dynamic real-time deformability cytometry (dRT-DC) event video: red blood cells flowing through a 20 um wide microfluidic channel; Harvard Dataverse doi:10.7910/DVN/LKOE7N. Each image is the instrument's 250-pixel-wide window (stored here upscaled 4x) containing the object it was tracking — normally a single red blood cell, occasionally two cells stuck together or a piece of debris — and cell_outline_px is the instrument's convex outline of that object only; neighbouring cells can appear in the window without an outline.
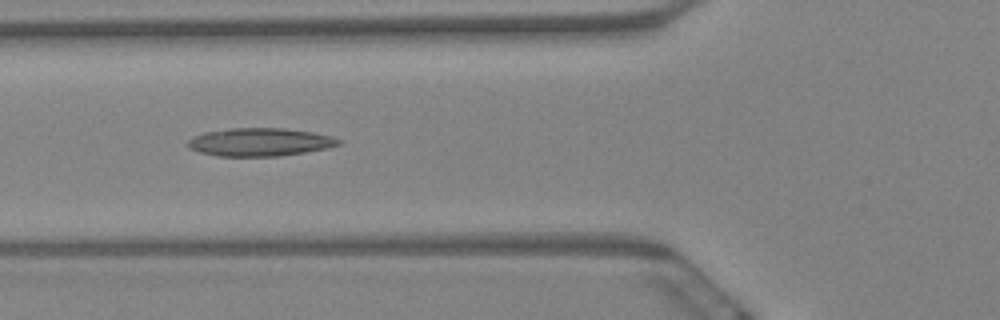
{"species": "Egyptian fruit bat (a non-hibernating species)", "species_latin": "Rousettus aegyptiacus", "temperature_condition": "warm", "stored_images_in_passage": 8, "camera_frame_rate_fps": 3000, "um_per_image_px": 0.085, "animal": {"sex": "female"}, "frame": {"image": 1, "passage_image": 6, "time_ms": 1.667, "image_size_px": [1000, 320], "cell_outline_px": [[344, 140], [340, 144], [328, 148], [280, 156], [216, 156], [200, 152], [188, 148], [184, 144], [192, 136], [204, 132], [232, 128], [284, 128], [312, 132], [332, 136]], "centroid_in_image_um": [22.07, 12.07], "position_along_channel_um": 103.7, "area_um2": 24.91}}
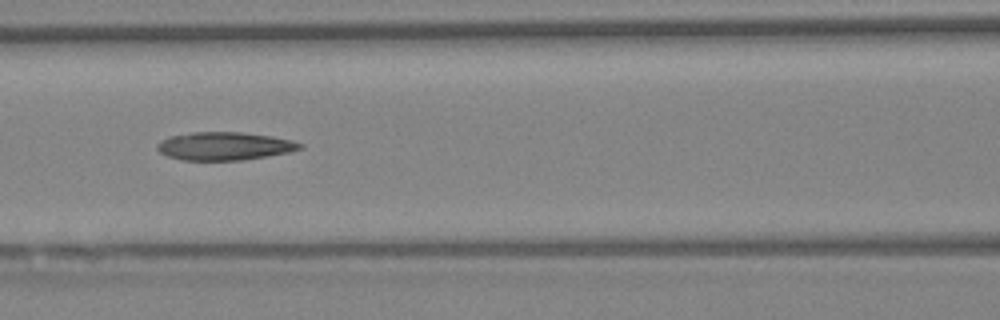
{"frame": {"image": 2, "passage_image": 7, "time_ms": 2.0, "image_size_px": [1000, 320], "cell_outline_px": [[304, 148], [288, 152], [244, 160], [184, 160], [168, 156], [160, 152], [156, 148], [156, 144], [160, 140], [172, 136], [192, 132], [240, 132], [272, 136], [292, 140], [304, 144]], "centroid_in_image_um": [19.09, 12.41], "position_along_channel_um": 147.5, "area_um2": 23.35}}
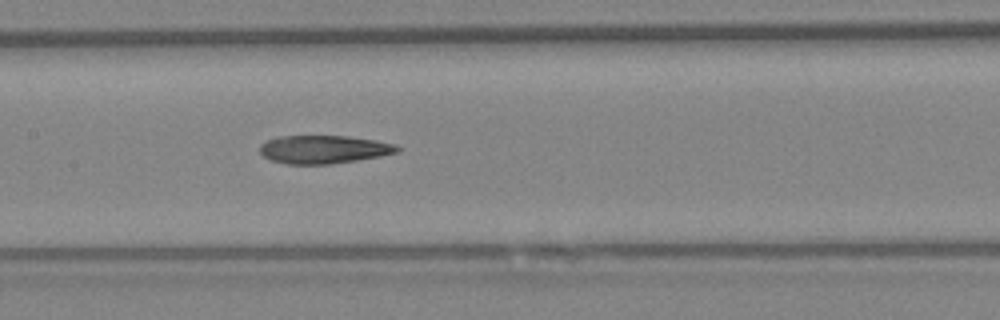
{"frame": {"image": 3, "passage_image": 8, "time_ms": 2.333, "image_size_px": [1000, 320], "cell_outline_px": [[400, 152], [380, 156], [356, 160], [328, 164], [288, 164], [272, 160], [264, 156], [260, 152], [260, 144], [276, 136], [348, 136], [376, 140], [396, 144], [400, 148]], "centroid_in_image_um": [27.54, 12.69], "position_along_channel_um": 179.9, "area_um2": 22.54}}